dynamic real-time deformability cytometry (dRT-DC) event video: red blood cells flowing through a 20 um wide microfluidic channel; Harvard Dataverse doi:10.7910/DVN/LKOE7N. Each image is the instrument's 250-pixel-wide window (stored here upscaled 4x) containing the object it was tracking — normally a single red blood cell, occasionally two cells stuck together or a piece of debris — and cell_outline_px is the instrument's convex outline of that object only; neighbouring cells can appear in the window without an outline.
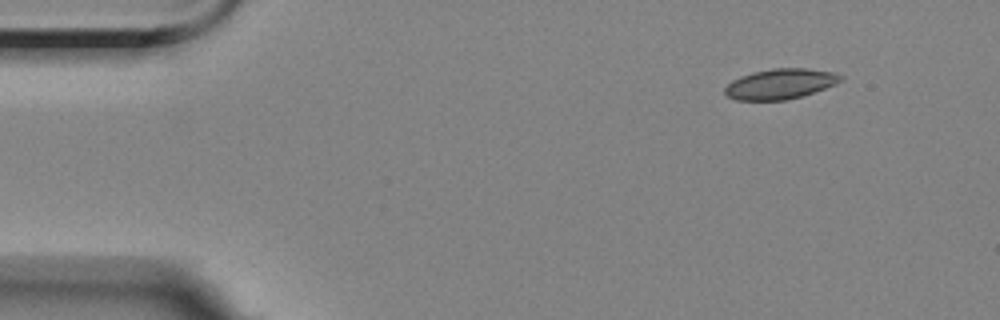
{"species": "Egyptian fruit bat (a non-hibernating species)", "species_latin": "Rousettus aegyptiacus", "temperature_condition": "room temperature", "stored_images_in_passage": 4, "camera_frame_rate_fps": 3000, "um_per_image_px": 0.085, "animal": {"sex": "female"}, "frame": {"image": 1, "passage_image": 1, "time_ms": 0.0, "image_size_px": [1000, 320], "cell_outline_px": [[844, 76], [836, 84], [788, 100], [736, 100], [724, 96], [724, 88], [732, 80], [740, 76], [752, 72], [772, 68], [808, 68], [836, 72]], "centroid_in_image_um": [66.29, 7.12], "position_along_channel_um": 18.7, "area_um2": 20.58}}
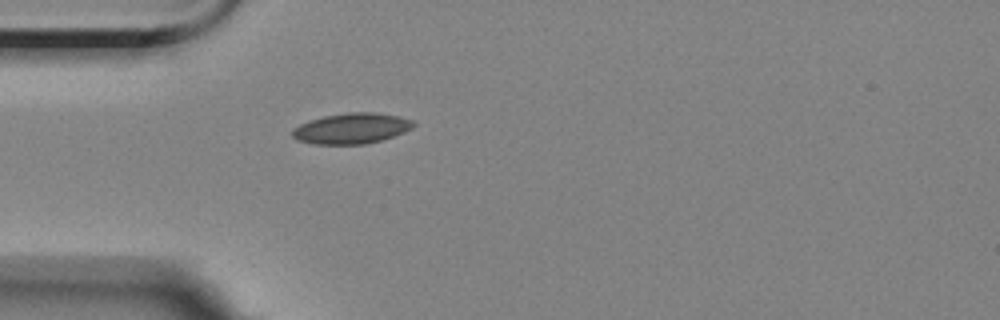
{"frame": {"image": 2, "passage_image": 4, "time_ms": 3.333, "image_size_px": [1000, 320], "cell_outline_px": [[416, 124], [412, 128], [404, 132], [380, 140], [364, 144], [312, 144], [296, 140], [292, 136], [292, 128], [308, 120], [324, 116], [348, 112], [376, 112], [400, 116], [412, 120]], "centroid_in_image_um": [29.86, 10.91], "position_along_channel_um": 55.1, "area_um2": 21.73}}